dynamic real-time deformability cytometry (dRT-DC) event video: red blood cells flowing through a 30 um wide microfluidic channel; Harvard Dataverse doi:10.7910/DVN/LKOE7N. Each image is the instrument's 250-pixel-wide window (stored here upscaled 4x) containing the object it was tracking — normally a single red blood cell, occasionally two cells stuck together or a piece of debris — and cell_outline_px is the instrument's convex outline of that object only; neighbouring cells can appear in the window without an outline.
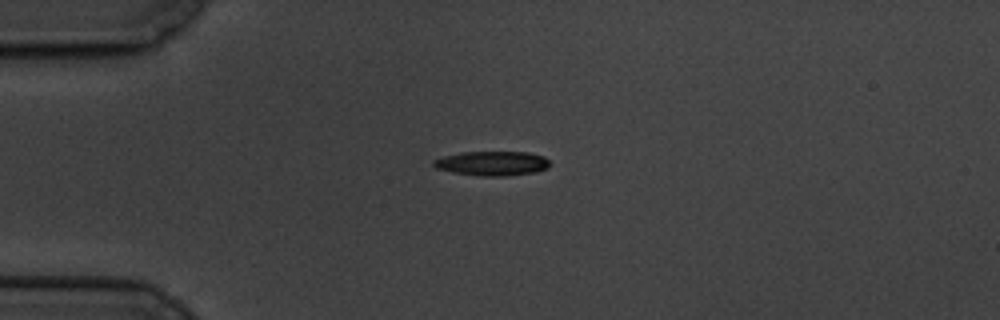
{"species": "common noctule bat (a hibernating species)", "species_latin": "Nyctalus noctula", "temperature_condition": "cold", "stored_images_in_passage": 2, "camera_frame_rate_fps": 3000, "um_per_image_px": 0.085, "animal": {"sex": "male", "body_mass_g": 19.5, "forearm_length_mm": 54.6}, "frame": {"image": 1, "passage_image": 1, "time_ms": 0.0, "image_size_px": [1000, 320], "cell_outline_px": [[552, 164], [548, 168], [536, 172], [504, 176], [480, 176], [452, 172], [436, 168], [432, 164], [432, 160], [444, 156], [460, 152], [528, 152], [544, 156]], "centroid_in_image_um": [41.85, 13.88], "position_along_channel_um": 43.2, "area_um2": 16.7}}